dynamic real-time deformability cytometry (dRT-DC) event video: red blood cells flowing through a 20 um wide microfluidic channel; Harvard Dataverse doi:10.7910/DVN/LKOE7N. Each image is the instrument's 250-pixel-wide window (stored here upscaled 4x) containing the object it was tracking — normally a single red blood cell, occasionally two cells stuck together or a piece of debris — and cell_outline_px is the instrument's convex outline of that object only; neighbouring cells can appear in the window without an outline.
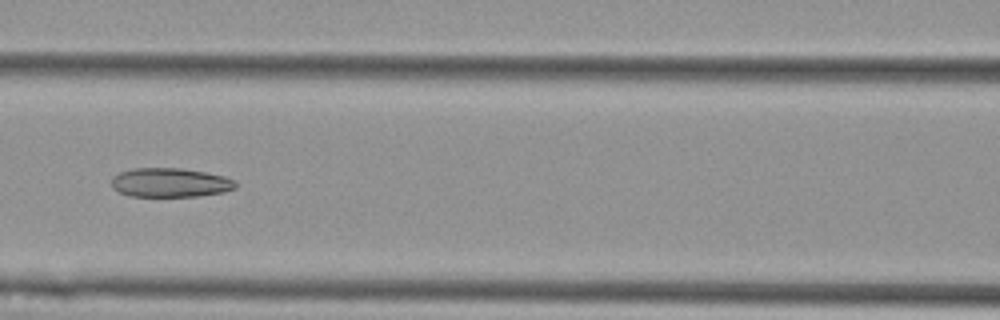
{"species": "Egyptian fruit bat (a non-hibernating species)", "species_latin": "Rousettus aegyptiacus", "temperature_condition": "cold", "stored_images_in_passage": 8, "camera_frame_rate_fps": 3000, "um_per_image_px": 0.085, "animal": {"sex": "female"}, "frame": {"image": 1, "passage_image": 6, "time_ms": 1.667, "image_size_px": [1000, 320], "cell_outline_px": [[236, 188], [224, 192], [200, 196], [132, 196], [120, 192], [112, 188], [112, 176], [120, 172], [132, 168], [180, 168], [204, 172], [224, 176], [236, 180]], "centroid_in_image_um": [14.47, 15.52], "position_along_channel_um": 152.1, "area_um2": 21.1}}
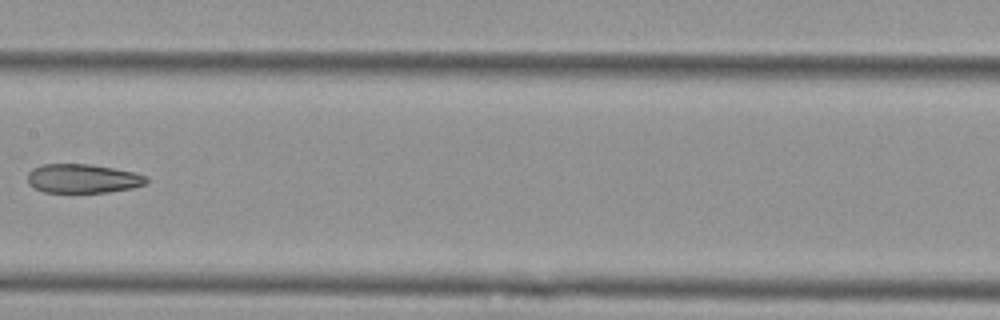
{"frame": {"image": 2, "passage_image": 7, "time_ms": 2.0, "image_size_px": [1000, 320], "cell_outline_px": [[148, 184], [132, 188], [108, 192], [44, 192], [28, 184], [28, 172], [32, 168], [40, 164], [88, 164], [136, 172], [148, 176]], "centroid_in_image_um": [7.06, 15.17], "position_along_channel_um": 200.3, "area_um2": 20.23}}
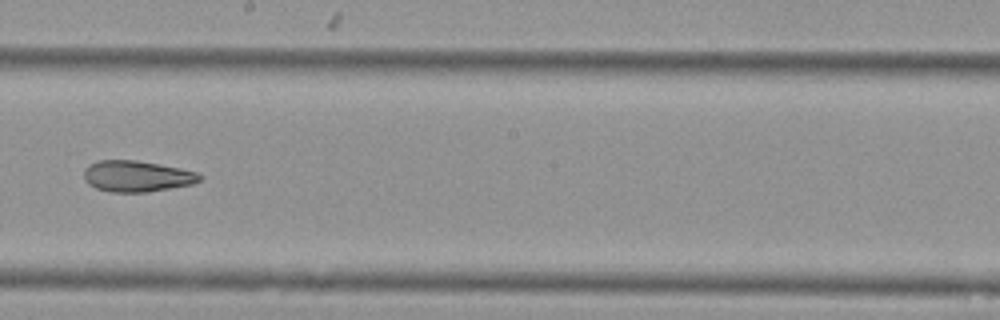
{"frame": {"image": 3, "passage_image": 8, "time_ms": 2.333, "image_size_px": [1000, 320], "cell_outline_px": [[204, 176], [200, 180], [192, 184], [148, 192], [112, 192], [96, 188], [88, 184], [84, 180], [84, 168], [88, 164], [96, 160], [136, 160], [160, 164], [180, 168], [196, 172]], "centroid_in_image_um": [11.6, 14.97], "position_along_channel_um": 236.6, "area_um2": 21.15}}